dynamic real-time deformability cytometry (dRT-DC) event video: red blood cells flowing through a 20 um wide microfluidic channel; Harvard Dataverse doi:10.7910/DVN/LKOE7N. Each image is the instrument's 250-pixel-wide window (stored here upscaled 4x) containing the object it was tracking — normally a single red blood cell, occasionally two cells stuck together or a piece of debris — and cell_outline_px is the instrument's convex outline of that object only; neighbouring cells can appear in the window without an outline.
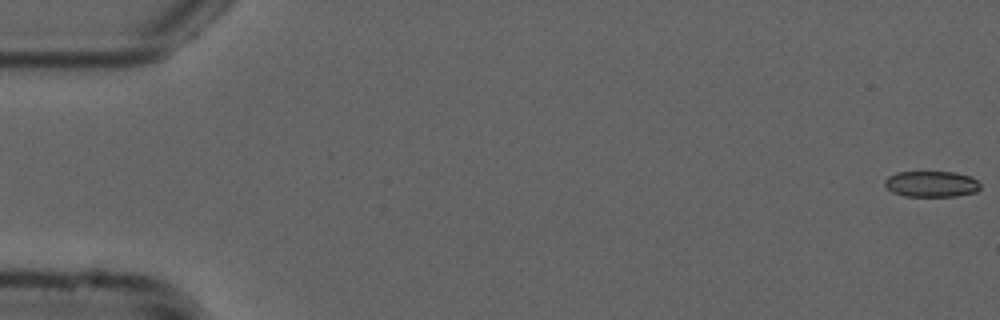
{"species": "common noctule bat (a hibernating species)", "species_latin": "Nyctalus noctula", "temperature_condition": "cold", "stored_images_in_passage": 54, "camera_frame_rate_fps": 3000, "um_per_image_px": 0.085, "animal": {"sex": "male", "forearm_length_mm": 52.5}, "frame": {"image": 1, "passage_image": 1, "time_ms": 0.0, "image_size_px": [1000, 320], "cell_outline_px": [[980, 188], [976, 192], [956, 196], [904, 196], [892, 192], [884, 184], [884, 180], [888, 176], [896, 172], [956, 172], [972, 176], [980, 184]], "centroid_in_image_um": [79.17, 15.63], "position_along_channel_um": 5.8, "area_um2": 14.57}}
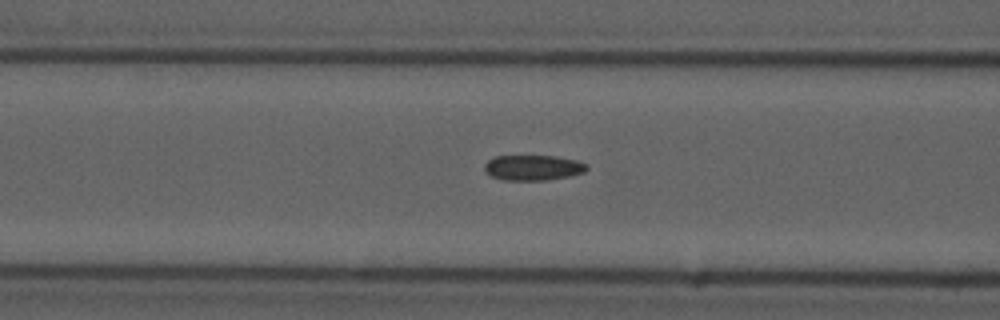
{"frame": {"image": 2, "passage_image": 22, "time_ms": 7.0, "image_size_px": [1000, 320], "cell_outline_px": [[588, 168], [584, 172], [568, 176], [544, 180], [504, 180], [492, 176], [484, 172], [484, 164], [488, 160], [496, 156], [556, 156], [576, 160], [588, 164]], "centroid_in_image_um": [45.29, 14.24], "position_along_channel_um": 121.3, "area_um2": 15.09}}
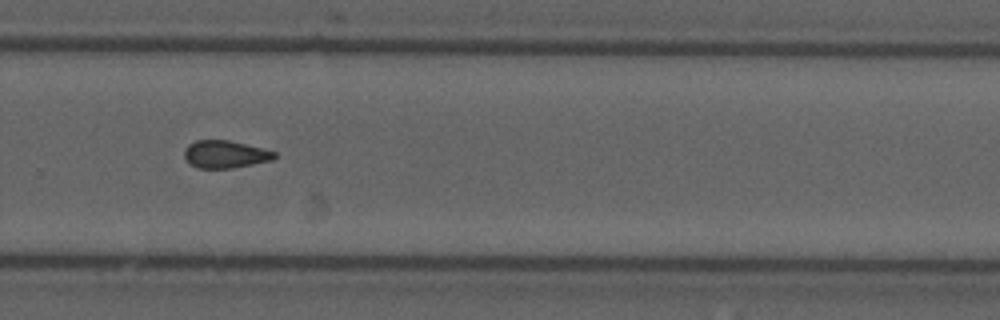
{"frame": {"image": 3, "passage_image": 37, "time_ms": 12.0, "image_size_px": [1000, 320], "cell_outline_px": [[276, 156], [272, 160], [232, 168], [196, 168], [188, 164], [184, 160], [184, 148], [188, 144], [196, 140], [228, 140], [276, 152]], "centroid_in_image_um": [19.06, 13.12], "position_along_channel_um": 310.7, "area_um2": 14.51}, "authors_computed_cell_mechanics": {"area_um2": 15.0858, "velocity_mm_per_s": 3.7936, "shape_relaxation_time_tau1_ms": null, "shape_relaxation_time_tau2_ms": 3.3901, "deformation_change_tau1": null, "deformation_change_tau2": 0.0921}}